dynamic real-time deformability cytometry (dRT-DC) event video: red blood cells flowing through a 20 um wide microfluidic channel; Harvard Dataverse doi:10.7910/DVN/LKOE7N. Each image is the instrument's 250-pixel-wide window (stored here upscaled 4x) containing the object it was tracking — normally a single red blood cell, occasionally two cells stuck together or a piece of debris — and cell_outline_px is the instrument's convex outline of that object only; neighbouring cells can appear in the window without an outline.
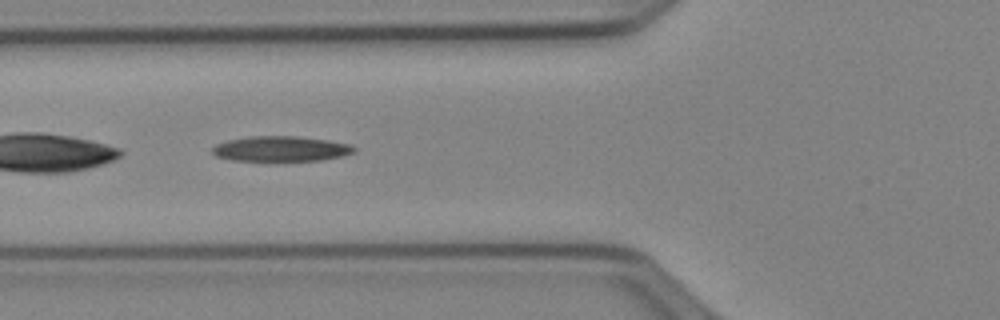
{"species": "Egyptian fruit bat (a non-hibernating species)", "species_latin": "Rousettus aegyptiacus", "temperature_condition": "cold", "stored_images_in_passage": 50, "camera_frame_rate_fps": 3000, "um_per_image_px": 0.085, "animal": {"sex": "female"}, "frame": {"image": 1, "passage_image": 19, "time_ms": 6.0, "image_size_px": [1000, 320], "cell_outline_px": [[356, 152], [340, 156], [320, 160], [272, 164], [232, 160], [216, 156], [212, 152], [212, 148], [216, 144], [228, 140], [248, 136], [296, 136], [328, 140], [348, 144], [356, 148]], "centroid_in_image_um": [23.83, 12.7], "position_along_channel_um": 102.0, "area_um2": 21.85}}
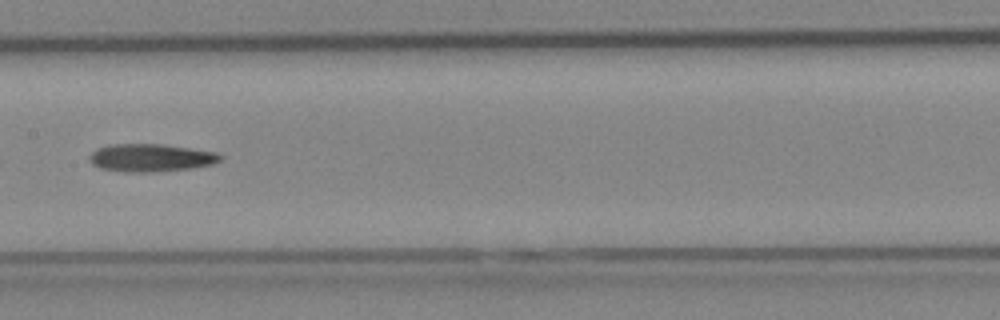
{"frame": {"image": 2, "passage_image": 26, "time_ms": 8.333, "image_size_px": [1000, 320], "cell_outline_px": [[224, 160], [212, 164], [192, 168], [156, 172], [124, 172], [100, 168], [92, 164], [88, 160], [88, 156], [96, 148], [108, 144], [160, 144], [216, 152], [224, 156]], "centroid_in_image_um": [12.8, 13.41], "position_along_channel_um": 194.6, "area_um2": 21.44}}
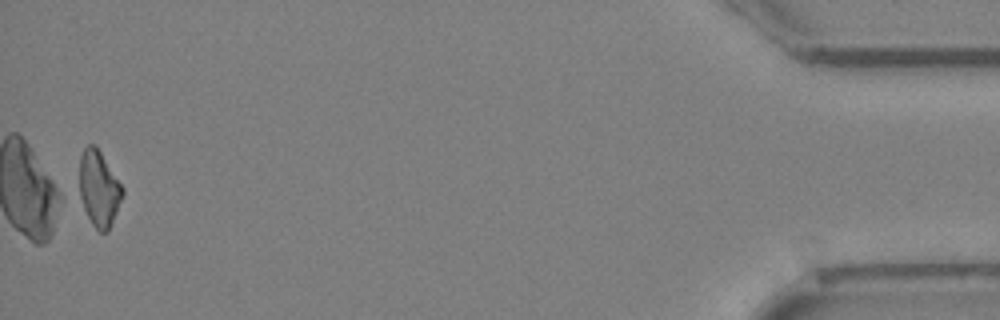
{"frame": {"image": 3, "passage_image": 50, "time_ms": 16.333, "image_size_px": [1000, 320], "cell_outline_px": [[124, 192], [108, 232], [100, 232], [92, 224], [72, 192], [80, 156], [84, 148], [88, 144], [96, 144], [124, 188]], "centroid_in_image_um": [8.27, 16.0], "position_along_channel_um": 426.9, "area_um2": 20.58}}